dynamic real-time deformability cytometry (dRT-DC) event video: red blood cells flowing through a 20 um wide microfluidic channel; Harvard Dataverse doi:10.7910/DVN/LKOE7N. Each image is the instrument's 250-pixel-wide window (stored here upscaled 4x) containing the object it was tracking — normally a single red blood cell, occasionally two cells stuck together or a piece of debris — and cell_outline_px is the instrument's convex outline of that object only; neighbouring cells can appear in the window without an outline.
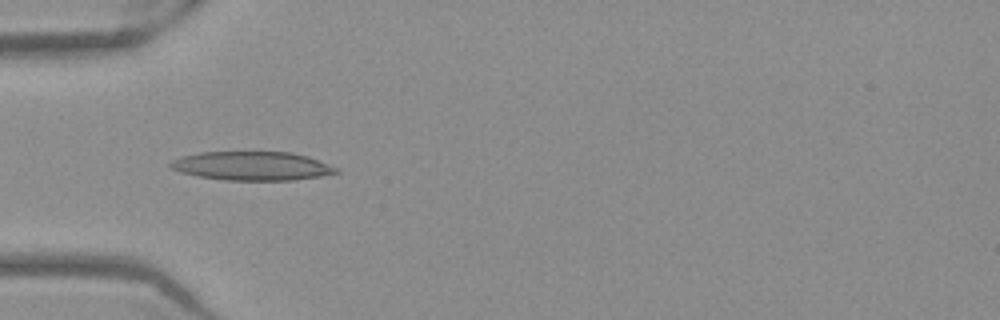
{"species": "Egyptian fruit bat (a non-hibernating species)", "species_latin": "Rousettus aegyptiacus", "temperature_condition": "warm", "stored_images_in_passage": 52, "camera_frame_rate_fps": 3000, "um_per_image_px": 0.085, "frame": {"image": 1, "passage_image": 17, "time_ms": 5.333, "image_size_px": [1000, 320], "cell_outline_px": [[340, 172], [320, 176], [296, 180], [224, 180], [200, 176], [180, 172], [172, 168], [168, 164], [172, 160], [180, 156], [200, 152], [292, 152], [308, 156], [340, 168]], "centroid_in_image_um": [21.45, 14.1], "position_along_channel_um": 63.5, "area_um2": 27.92}}
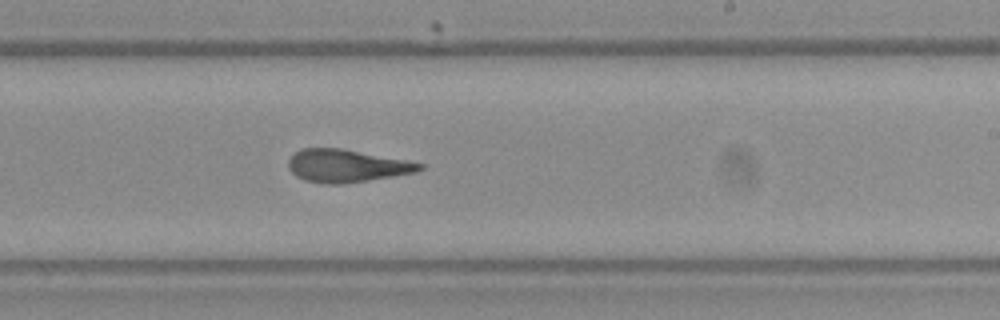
{"frame": {"image": 2, "passage_image": 32, "time_ms": 10.333, "image_size_px": [1000, 320], "cell_outline_px": [[424, 168], [416, 172], [368, 180], [340, 184], [324, 184], [304, 180], [296, 176], [288, 168], [288, 160], [300, 148], [340, 148], [404, 160], [424, 164]], "centroid_in_image_um": [29.42, 14.1], "position_along_channel_um": 259.6, "area_um2": 24.74}}
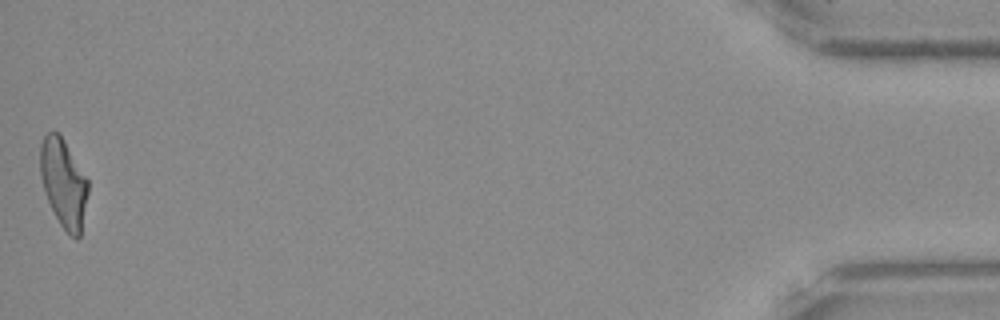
{"frame": {"image": 3, "passage_image": 52, "time_ms": 17.0, "image_size_px": [1000, 320], "cell_outline_px": [[88, 192], [80, 236], [76, 240], [60, 224], [44, 192], [40, 176], [40, 144], [44, 136], [52, 128], [60, 132], [88, 180]], "centroid_in_image_um": [5.39, 15.49], "position_along_channel_um": 429.8, "area_um2": 24.68}, "authors_computed_cell_mechanics": {"area_um2": 25.8366, "velocity_mm_per_s": 3.9443, "shape_relaxation_time_tau1_ms": 7.3314, "shape_relaxation_time_tau2_ms": 1.5816, "deformation_change_tau1": 0.2254, "deformation_change_tau2": 0.1077}}